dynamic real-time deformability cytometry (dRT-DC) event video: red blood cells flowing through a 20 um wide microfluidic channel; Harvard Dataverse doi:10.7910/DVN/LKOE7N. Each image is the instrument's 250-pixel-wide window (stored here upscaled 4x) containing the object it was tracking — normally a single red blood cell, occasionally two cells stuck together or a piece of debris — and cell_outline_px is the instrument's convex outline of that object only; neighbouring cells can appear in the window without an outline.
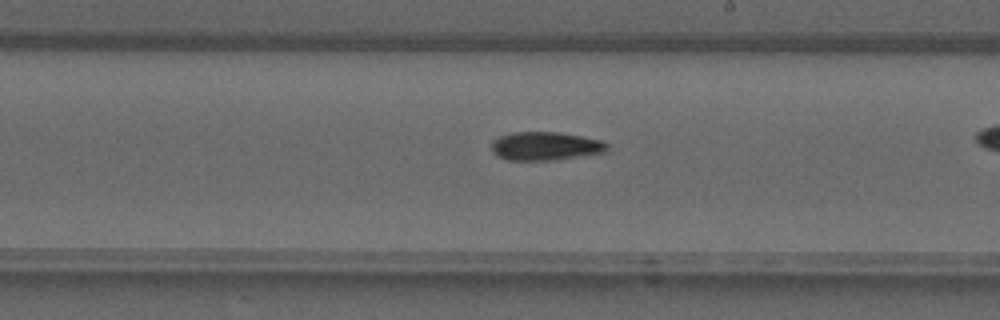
{"species": "common noctule bat (a hibernating species)", "species_latin": "Nyctalus noctula", "temperature_condition": "warm", "stored_images_in_passage": 20, "camera_frame_rate_fps": 3000, "um_per_image_px": 0.085, "animal": {"sex": "male", "forearm_length_mm": 52.5}, "frame": {"image": 1, "passage_image": 12, "time_ms": 3.667, "image_size_px": [1000, 320], "cell_outline_px": [[608, 152], [552, 160], [508, 160], [496, 156], [492, 152], [492, 140], [500, 136], [512, 132], [556, 132], [580, 136], [600, 140], [608, 144]], "centroid_in_image_um": [46.34, 12.42], "position_along_channel_um": 242.7, "area_um2": 19.19}}
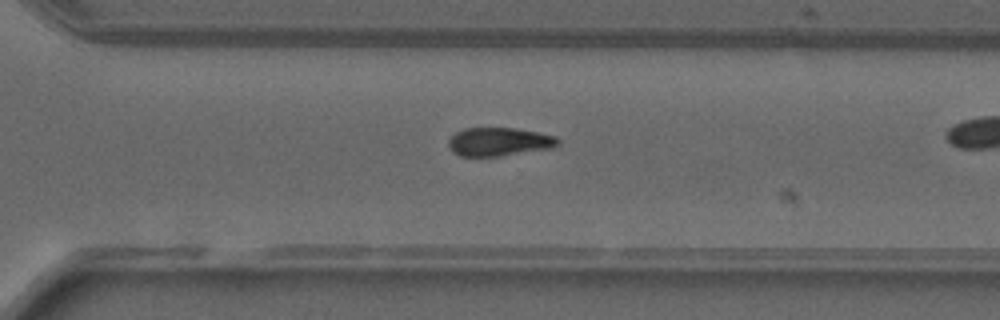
{"frame": {"image": 2, "passage_image": 17, "time_ms": 5.333, "image_size_px": [1000, 320], "cell_outline_px": [[560, 144], [556, 148], [500, 156], [460, 156], [452, 152], [448, 144], [448, 140], [456, 132], [464, 128], [512, 128], [536, 132], [556, 136], [560, 140]], "centroid_in_image_um": [42.45, 12.06], "position_along_channel_um": 328.1, "area_um2": 18.32}}